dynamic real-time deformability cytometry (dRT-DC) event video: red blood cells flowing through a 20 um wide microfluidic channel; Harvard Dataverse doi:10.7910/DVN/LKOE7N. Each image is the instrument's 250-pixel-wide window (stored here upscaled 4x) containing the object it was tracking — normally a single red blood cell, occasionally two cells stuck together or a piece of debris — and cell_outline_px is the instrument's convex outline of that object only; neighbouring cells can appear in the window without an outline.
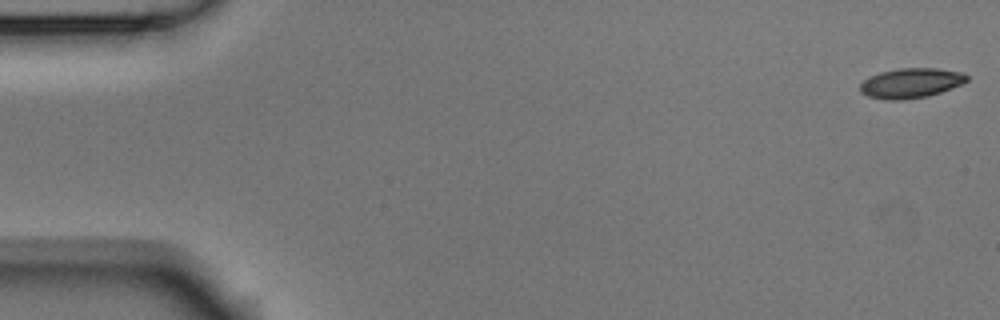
{"species": "Egyptian fruit bat (a non-hibernating species)", "species_latin": "Rousettus aegyptiacus", "temperature_condition": "room temperature", "stored_images_in_passage": 53, "camera_frame_rate_fps": 3000, "um_per_image_px": 0.085, "animal": {"sex": "male"}, "frame": {"image": 1, "passage_image": 1, "time_ms": 0.0, "image_size_px": [1000, 320], "cell_outline_px": [[968, 80], [964, 84], [928, 96], [904, 100], [884, 100], [868, 96], [860, 92], [860, 84], [868, 76], [880, 72], [900, 68], [936, 68], [964, 72], [968, 76]], "centroid_in_image_um": [77.44, 7.06], "position_along_channel_um": 7.6, "area_um2": 18.84}}
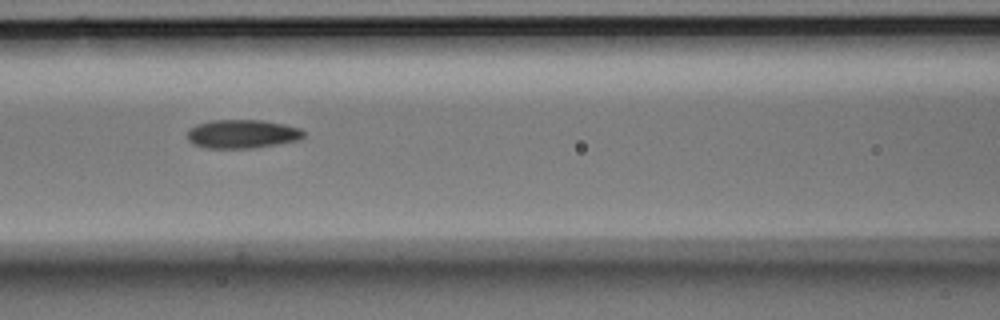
{"frame": {"image": 2, "passage_image": 23, "time_ms": 7.333, "image_size_px": [1000, 320], "cell_outline_px": [[304, 136], [300, 140], [252, 148], [204, 148], [192, 144], [188, 140], [188, 128], [196, 124], [212, 120], [264, 120], [284, 124], [300, 128], [304, 132]], "centroid_in_image_um": [20.57, 11.38], "position_along_channel_um": 146.0, "area_um2": 19.59}}
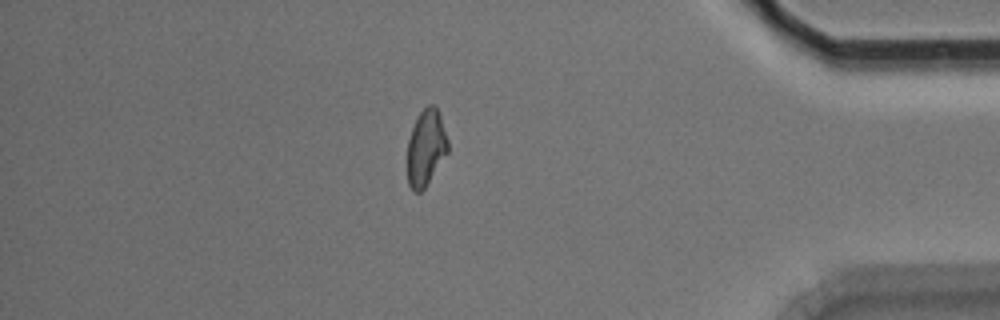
{"frame": {"image": 3, "passage_image": 46, "time_ms": 15.0, "image_size_px": [1000, 320], "cell_outline_px": [[448, 152], [424, 188], [420, 192], [416, 192], [408, 184], [408, 140], [412, 128], [420, 112], [428, 104], [432, 104], [440, 112], [448, 140]], "centroid_in_image_um": [36.22, 12.52], "position_along_channel_um": 399.0, "area_um2": 17.8}, "authors_computed_cell_mechanics": {"area_um2": 18.785, "velocity_mm_per_s": 3.7699, "shape_relaxation_time_tau1_ms": 5.9974, "shape_relaxation_time_tau2_ms": 3.4112, "deformation_change_tau1": 0.1534, "deformation_change_tau2": 0.0968}}